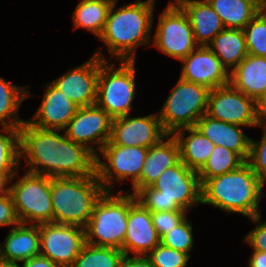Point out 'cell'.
Returning <instances> with one entry per match:
<instances>
[{"label": "cell", "mask_w": 266, "mask_h": 267, "mask_svg": "<svg viewBox=\"0 0 266 267\" xmlns=\"http://www.w3.org/2000/svg\"><path fill=\"white\" fill-rule=\"evenodd\" d=\"M186 1H188V0H174L173 2L171 0V2H169L168 6H180L182 3L186 2Z\"/></svg>", "instance_id": "cell-46"}, {"label": "cell", "mask_w": 266, "mask_h": 267, "mask_svg": "<svg viewBox=\"0 0 266 267\" xmlns=\"http://www.w3.org/2000/svg\"><path fill=\"white\" fill-rule=\"evenodd\" d=\"M6 186H8V181L2 175H0V194L8 189L5 188Z\"/></svg>", "instance_id": "cell-45"}, {"label": "cell", "mask_w": 266, "mask_h": 267, "mask_svg": "<svg viewBox=\"0 0 266 267\" xmlns=\"http://www.w3.org/2000/svg\"><path fill=\"white\" fill-rule=\"evenodd\" d=\"M180 161V148L172 134H167L148 149L139 177V190L151 186L162 172Z\"/></svg>", "instance_id": "cell-21"}, {"label": "cell", "mask_w": 266, "mask_h": 267, "mask_svg": "<svg viewBox=\"0 0 266 267\" xmlns=\"http://www.w3.org/2000/svg\"><path fill=\"white\" fill-rule=\"evenodd\" d=\"M99 57L96 105L112 119L130 114L136 95L135 61H121L118 68Z\"/></svg>", "instance_id": "cell-7"}, {"label": "cell", "mask_w": 266, "mask_h": 267, "mask_svg": "<svg viewBox=\"0 0 266 267\" xmlns=\"http://www.w3.org/2000/svg\"><path fill=\"white\" fill-rule=\"evenodd\" d=\"M119 267H155L144 255H124Z\"/></svg>", "instance_id": "cell-40"}, {"label": "cell", "mask_w": 266, "mask_h": 267, "mask_svg": "<svg viewBox=\"0 0 266 267\" xmlns=\"http://www.w3.org/2000/svg\"><path fill=\"white\" fill-rule=\"evenodd\" d=\"M260 217L261 214H258L250 218L257 226L252 231L248 232L244 241L251 246L253 251L266 252V221L261 222Z\"/></svg>", "instance_id": "cell-38"}, {"label": "cell", "mask_w": 266, "mask_h": 267, "mask_svg": "<svg viewBox=\"0 0 266 267\" xmlns=\"http://www.w3.org/2000/svg\"><path fill=\"white\" fill-rule=\"evenodd\" d=\"M61 130L40 129L28 121L19 128V151L28 172L48 177H84L95 173L96 156Z\"/></svg>", "instance_id": "cell-1"}, {"label": "cell", "mask_w": 266, "mask_h": 267, "mask_svg": "<svg viewBox=\"0 0 266 267\" xmlns=\"http://www.w3.org/2000/svg\"><path fill=\"white\" fill-rule=\"evenodd\" d=\"M245 162L237 152L215 145L207 162L197 172L200 184L202 185L209 178L233 171Z\"/></svg>", "instance_id": "cell-31"}, {"label": "cell", "mask_w": 266, "mask_h": 267, "mask_svg": "<svg viewBox=\"0 0 266 267\" xmlns=\"http://www.w3.org/2000/svg\"><path fill=\"white\" fill-rule=\"evenodd\" d=\"M5 243L0 244V257L21 262L40 255L39 226L19 223L10 228Z\"/></svg>", "instance_id": "cell-24"}, {"label": "cell", "mask_w": 266, "mask_h": 267, "mask_svg": "<svg viewBox=\"0 0 266 267\" xmlns=\"http://www.w3.org/2000/svg\"><path fill=\"white\" fill-rule=\"evenodd\" d=\"M152 43L179 61L198 47L190 21L180 6H167L161 13Z\"/></svg>", "instance_id": "cell-11"}, {"label": "cell", "mask_w": 266, "mask_h": 267, "mask_svg": "<svg viewBox=\"0 0 266 267\" xmlns=\"http://www.w3.org/2000/svg\"><path fill=\"white\" fill-rule=\"evenodd\" d=\"M99 57L102 51L95 52L88 61L69 70L51 83L78 107L91 106L96 103L99 76Z\"/></svg>", "instance_id": "cell-15"}, {"label": "cell", "mask_w": 266, "mask_h": 267, "mask_svg": "<svg viewBox=\"0 0 266 267\" xmlns=\"http://www.w3.org/2000/svg\"><path fill=\"white\" fill-rule=\"evenodd\" d=\"M212 143L237 152L245 161L250 154V137L240 125L227 123L204 114L195 126Z\"/></svg>", "instance_id": "cell-20"}, {"label": "cell", "mask_w": 266, "mask_h": 267, "mask_svg": "<svg viewBox=\"0 0 266 267\" xmlns=\"http://www.w3.org/2000/svg\"><path fill=\"white\" fill-rule=\"evenodd\" d=\"M7 187L20 223H51V177L28 172ZM31 222V223H30Z\"/></svg>", "instance_id": "cell-9"}, {"label": "cell", "mask_w": 266, "mask_h": 267, "mask_svg": "<svg viewBox=\"0 0 266 267\" xmlns=\"http://www.w3.org/2000/svg\"><path fill=\"white\" fill-rule=\"evenodd\" d=\"M193 29L195 43L208 46L225 29L219 15L207 0H188L180 5Z\"/></svg>", "instance_id": "cell-23"}, {"label": "cell", "mask_w": 266, "mask_h": 267, "mask_svg": "<svg viewBox=\"0 0 266 267\" xmlns=\"http://www.w3.org/2000/svg\"><path fill=\"white\" fill-rule=\"evenodd\" d=\"M256 127L266 128V93L255 100Z\"/></svg>", "instance_id": "cell-41"}, {"label": "cell", "mask_w": 266, "mask_h": 267, "mask_svg": "<svg viewBox=\"0 0 266 267\" xmlns=\"http://www.w3.org/2000/svg\"><path fill=\"white\" fill-rule=\"evenodd\" d=\"M263 185L246 161L239 168L207 179L201 185V204L246 217L260 214Z\"/></svg>", "instance_id": "cell-3"}, {"label": "cell", "mask_w": 266, "mask_h": 267, "mask_svg": "<svg viewBox=\"0 0 266 267\" xmlns=\"http://www.w3.org/2000/svg\"><path fill=\"white\" fill-rule=\"evenodd\" d=\"M166 135L158 113L143 117H131L128 114L113 119L109 141L113 145L150 148Z\"/></svg>", "instance_id": "cell-16"}, {"label": "cell", "mask_w": 266, "mask_h": 267, "mask_svg": "<svg viewBox=\"0 0 266 267\" xmlns=\"http://www.w3.org/2000/svg\"><path fill=\"white\" fill-rule=\"evenodd\" d=\"M132 193L105 191L85 227L86 243L122 250L127 231L129 207L136 201Z\"/></svg>", "instance_id": "cell-6"}, {"label": "cell", "mask_w": 266, "mask_h": 267, "mask_svg": "<svg viewBox=\"0 0 266 267\" xmlns=\"http://www.w3.org/2000/svg\"><path fill=\"white\" fill-rule=\"evenodd\" d=\"M208 47L228 72L232 71L248 55L242 29L225 28L213 38Z\"/></svg>", "instance_id": "cell-26"}, {"label": "cell", "mask_w": 266, "mask_h": 267, "mask_svg": "<svg viewBox=\"0 0 266 267\" xmlns=\"http://www.w3.org/2000/svg\"><path fill=\"white\" fill-rule=\"evenodd\" d=\"M242 30L248 54L266 57V8L263 7Z\"/></svg>", "instance_id": "cell-33"}, {"label": "cell", "mask_w": 266, "mask_h": 267, "mask_svg": "<svg viewBox=\"0 0 266 267\" xmlns=\"http://www.w3.org/2000/svg\"><path fill=\"white\" fill-rule=\"evenodd\" d=\"M146 257L155 267H186L190 256L187 253L158 244Z\"/></svg>", "instance_id": "cell-35"}, {"label": "cell", "mask_w": 266, "mask_h": 267, "mask_svg": "<svg viewBox=\"0 0 266 267\" xmlns=\"http://www.w3.org/2000/svg\"><path fill=\"white\" fill-rule=\"evenodd\" d=\"M38 226L40 255L59 267H71L86 243L85 228L52 222Z\"/></svg>", "instance_id": "cell-12"}, {"label": "cell", "mask_w": 266, "mask_h": 267, "mask_svg": "<svg viewBox=\"0 0 266 267\" xmlns=\"http://www.w3.org/2000/svg\"><path fill=\"white\" fill-rule=\"evenodd\" d=\"M22 267H59L52 262L48 257L37 255L33 258L21 261Z\"/></svg>", "instance_id": "cell-42"}, {"label": "cell", "mask_w": 266, "mask_h": 267, "mask_svg": "<svg viewBox=\"0 0 266 267\" xmlns=\"http://www.w3.org/2000/svg\"><path fill=\"white\" fill-rule=\"evenodd\" d=\"M46 86L40 107L27 121L40 129L63 131L79 107L64 96L51 82Z\"/></svg>", "instance_id": "cell-19"}, {"label": "cell", "mask_w": 266, "mask_h": 267, "mask_svg": "<svg viewBox=\"0 0 266 267\" xmlns=\"http://www.w3.org/2000/svg\"><path fill=\"white\" fill-rule=\"evenodd\" d=\"M187 216L186 211L151 212L152 223L161 238Z\"/></svg>", "instance_id": "cell-37"}, {"label": "cell", "mask_w": 266, "mask_h": 267, "mask_svg": "<svg viewBox=\"0 0 266 267\" xmlns=\"http://www.w3.org/2000/svg\"><path fill=\"white\" fill-rule=\"evenodd\" d=\"M113 119L96 104L79 107L74 117L63 129L71 141L85 146L95 156L109 142ZM98 145L94 149L93 145Z\"/></svg>", "instance_id": "cell-13"}, {"label": "cell", "mask_w": 266, "mask_h": 267, "mask_svg": "<svg viewBox=\"0 0 266 267\" xmlns=\"http://www.w3.org/2000/svg\"><path fill=\"white\" fill-rule=\"evenodd\" d=\"M135 196L150 212H189L201 203V184L197 171L179 161L165 169L151 186L141 188Z\"/></svg>", "instance_id": "cell-4"}, {"label": "cell", "mask_w": 266, "mask_h": 267, "mask_svg": "<svg viewBox=\"0 0 266 267\" xmlns=\"http://www.w3.org/2000/svg\"><path fill=\"white\" fill-rule=\"evenodd\" d=\"M229 83L256 100L266 93V57L248 54L232 71Z\"/></svg>", "instance_id": "cell-22"}, {"label": "cell", "mask_w": 266, "mask_h": 267, "mask_svg": "<svg viewBox=\"0 0 266 267\" xmlns=\"http://www.w3.org/2000/svg\"><path fill=\"white\" fill-rule=\"evenodd\" d=\"M248 265L249 267H266V252L253 251Z\"/></svg>", "instance_id": "cell-43"}, {"label": "cell", "mask_w": 266, "mask_h": 267, "mask_svg": "<svg viewBox=\"0 0 266 267\" xmlns=\"http://www.w3.org/2000/svg\"><path fill=\"white\" fill-rule=\"evenodd\" d=\"M180 78L213 90L229 84V72L208 46H198L180 61Z\"/></svg>", "instance_id": "cell-17"}, {"label": "cell", "mask_w": 266, "mask_h": 267, "mask_svg": "<svg viewBox=\"0 0 266 267\" xmlns=\"http://www.w3.org/2000/svg\"><path fill=\"white\" fill-rule=\"evenodd\" d=\"M28 86L13 85L0 77V124L20 128L25 120L17 116L20 104L30 97Z\"/></svg>", "instance_id": "cell-29"}, {"label": "cell", "mask_w": 266, "mask_h": 267, "mask_svg": "<svg viewBox=\"0 0 266 267\" xmlns=\"http://www.w3.org/2000/svg\"><path fill=\"white\" fill-rule=\"evenodd\" d=\"M225 28L243 29L264 7V0H207Z\"/></svg>", "instance_id": "cell-27"}, {"label": "cell", "mask_w": 266, "mask_h": 267, "mask_svg": "<svg viewBox=\"0 0 266 267\" xmlns=\"http://www.w3.org/2000/svg\"><path fill=\"white\" fill-rule=\"evenodd\" d=\"M0 267H21L17 261H11L0 257Z\"/></svg>", "instance_id": "cell-44"}, {"label": "cell", "mask_w": 266, "mask_h": 267, "mask_svg": "<svg viewBox=\"0 0 266 267\" xmlns=\"http://www.w3.org/2000/svg\"><path fill=\"white\" fill-rule=\"evenodd\" d=\"M206 114L242 127H256L255 100L230 83L209 91Z\"/></svg>", "instance_id": "cell-14"}, {"label": "cell", "mask_w": 266, "mask_h": 267, "mask_svg": "<svg viewBox=\"0 0 266 267\" xmlns=\"http://www.w3.org/2000/svg\"><path fill=\"white\" fill-rule=\"evenodd\" d=\"M20 222L15 213L12 196L7 189L0 194V226L18 225Z\"/></svg>", "instance_id": "cell-39"}, {"label": "cell", "mask_w": 266, "mask_h": 267, "mask_svg": "<svg viewBox=\"0 0 266 267\" xmlns=\"http://www.w3.org/2000/svg\"><path fill=\"white\" fill-rule=\"evenodd\" d=\"M2 131L5 135L0 133V175L9 184L20 168L19 129L3 125Z\"/></svg>", "instance_id": "cell-30"}, {"label": "cell", "mask_w": 266, "mask_h": 267, "mask_svg": "<svg viewBox=\"0 0 266 267\" xmlns=\"http://www.w3.org/2000/svg\"><path fill=\"white\" fill-rule=\"evenodd\" d=\"M124 255L117 248L85 243L71 267H119Z\"/></svg>", "instance_id": "cell-32"}, {"label": "cell", "mask_w": 266, "mask_h": 267, "mask_svg": "<svg viewBox=\"0 0 266 267\" xmlns=\"http://www.w3.org/2000/svg\"><path fill=\"white\" fill-rule=\"evenodd\" d=\"M148 149L139 146H120L113 145L110 141L106 143L100 153L105 163L96 156L95 172L98 180L103 185L106 191H113L114 182H121L125 179H131L133 192L136 194L139 191V177L141 169L146 160Z\"/></svg>", "instance_id": "cell-10"}, {"label": "cell", "mask_w": 266, "mask_h": 267, "mask_svg": "<svg viewBox=\"0 0 266 267\" xmlns=\"http://www.w3.org/2000/svg\"><path fill=\"white\" fill-rule=\"evenodd\" d=\"M192 229L191 222L187 220L186 216L171 231L160 238V243L165 247L187 253L190 256L194 243Z\"/></svg>", "instance_id": "cell-34"}, {"label": "cell", "mask_w": 266, "mask_h": 267, "mask_svg": "<svg viewBox=\"0 0 266 267\" xmlns=\"http://www.w3.org/2000/svg\"><path fill=\"white\" fill-rule=\"evenodd\" d=\"M209 91L203 85L179 77L158 114L164 131L173 134L182 128L195 127L206 114Z\"/></svg>", "instance_id": "cell-8"}, {"label": "cell", "mask_w": 266, "mask_h": 267, "mask_svg": "<svg viewBox=\"0 0 266 267\" xmlns=\"http://www.w3.org/2000/svg\"><path fill=\"white\" fill-rule=\"evenodd\" d=\"M114 0L99 39L107 46L111 58L135 61L136 48L150 44L155 0H136L115 10Z\"/></svg>", "instance_id": "cell-2"}, {"label": "cell", "mask_w": 266, "mask_h": 267, "mask_svg": "<svg viewBox=\"0 0 266 267\" xmlns=\"http://www.w3.org/2000/svg\"><path fill=\"white\" fill-rule=\"evenodd\" d=\"M158 244L160 237L152 223L151 212L136 200L129 207L122 251L126 255L132 252L134 255L146 256Z\"/></svg>", "instance_id": "cell-18"}, {"label": "cell", "mask_w": 266, "mask_h": 267, "mask_svg": "<svg viewBox=\"0 0 266 267\" xmlns=\"http://www.w3.org/2000/svg\"><path fill=\"white\" fill-rule=\"evenodd\" d=\"M105 191L96 172L84 177H51L52 223L85 228Z\"/></svg>", "instance_id": "cell-5"}, {"label": "cell", "mask_w": 266, "mask_h": 267, "mask_svg": "<svg viewBox=\"0 0 266 267\" xmlns=\"http://www.w3.org/2000/svg\"><path fill=\"white\" fill-rule=\"evenodd\" d=\"M114 0H81L72 13L75 29L83 28L98 38L101 35L109 9Z\"/></svg>", "instance_id": "cell-28"}, {"label": "cell", "mask_w": 266, "mask_h": 267, "mask_svg": "<svg viewBox=\"0 0 266 267\" xmlns=\"http://www.w3.org/2000/svg\"><path fill=\"white\" fill-rule=\"evenodd\" d=\"M189 133L188 136H185ZM180 148V161L189 169L199 171L210 157L215 144L205 137L196 127H187L172 134Z\"/></svg>", "instance_id": "cell-25"}, {"label": "cell", "mask_w": 266, "mask_h": 267, "mask_svg": "<svg viewBox=\"0 0 266 267\" xmlns=\"http://www.w3.org/2000/svg\"><path fill=\"white\" fill-rule=\"evenodd\" d=\"M261 141L250 139V154L247 162L250 164L252 170L257 175L261 184L265 186L266 183V128Z\"/></svg>", "instance_id": "cell-36"}]
</instances>
